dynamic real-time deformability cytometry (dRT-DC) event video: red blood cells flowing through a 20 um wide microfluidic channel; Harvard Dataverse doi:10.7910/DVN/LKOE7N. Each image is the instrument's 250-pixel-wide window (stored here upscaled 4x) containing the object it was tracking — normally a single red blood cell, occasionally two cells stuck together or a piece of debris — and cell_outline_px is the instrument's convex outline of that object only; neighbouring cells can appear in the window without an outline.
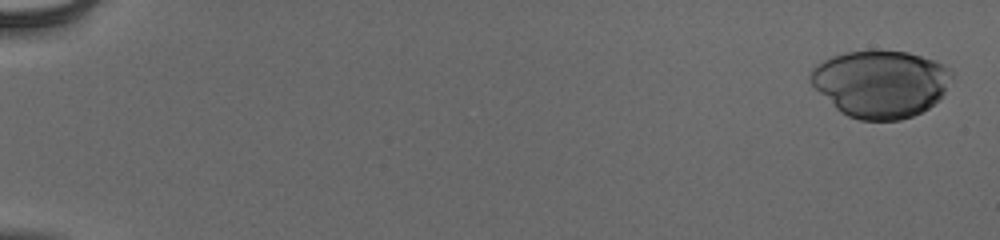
{"species": "human", "species_latin": "Homo sapiens", "temperature_condition": "cold", "stored_images_in_passage": 55, "camera_frame_rate_fps": 3000, "um_per_image_px": 0.085, "donor": {"sex": "male"}, "frame": {"image": 1, "passage_image": 2, "time_ms": 0.333, "image_size_px": [1000, 240], "cell_outline_px": [[952, 76], [940, 100], [928, 108], [912, 116], [900, 120], [860, 120], [848, 116], [840, 112], [808, 80], [812, 68], [816, 64], [832, 56], [844, 52], [876, 48], [908, 52], [932, 60], [952, 68]], "centroid_in_image_um": [74.85, 7.08], "position_along_channel_um": 10.2, "area_um2": 55.78}}